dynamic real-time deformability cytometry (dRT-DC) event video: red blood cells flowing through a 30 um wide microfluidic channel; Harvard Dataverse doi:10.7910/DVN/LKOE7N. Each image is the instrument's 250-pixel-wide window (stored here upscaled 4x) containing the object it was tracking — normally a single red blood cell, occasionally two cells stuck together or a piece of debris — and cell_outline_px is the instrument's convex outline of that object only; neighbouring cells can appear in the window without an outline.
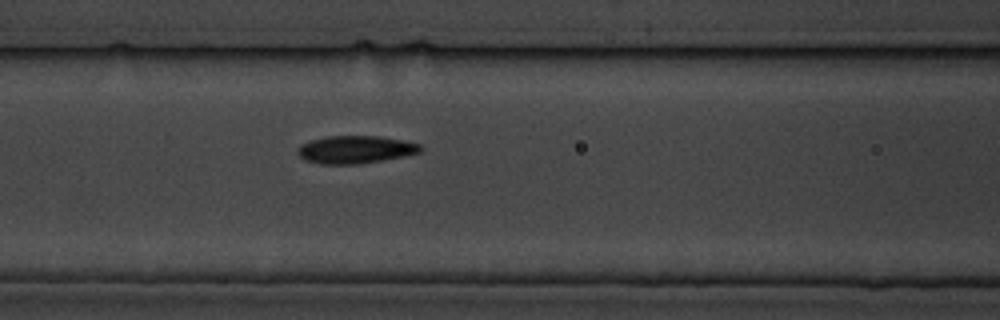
{"species": "common noctule bat (a hibernating species)", "species_latin": "Nyctalus noctula", "temperature_condition": "cold", "stored_images_in_passage": 6, "camera_frame_rate_fps": 3000, "um_per_image_px": 0.085, "animal": {"sex": "male", "body_mass_g": 19.5, "forearm_length_mm": 54.6}, "frame": {"image": 1, "passage_image": 5, "time_ms": 4.667, "image_size_px": [1000, 320], "cell_outline_px": [[424, 148], [420, 152], [404, 156], [360, 164], [320, 164], [304, 160], [296, 152], [296, 148], [300, 144], [324, 136], [380, 136], [404, 140], [420, 144]], "centroid_in_image_um": [30.19, 12.71], "position_along_channel_um": 136.4, "area_um2": 20.06}}